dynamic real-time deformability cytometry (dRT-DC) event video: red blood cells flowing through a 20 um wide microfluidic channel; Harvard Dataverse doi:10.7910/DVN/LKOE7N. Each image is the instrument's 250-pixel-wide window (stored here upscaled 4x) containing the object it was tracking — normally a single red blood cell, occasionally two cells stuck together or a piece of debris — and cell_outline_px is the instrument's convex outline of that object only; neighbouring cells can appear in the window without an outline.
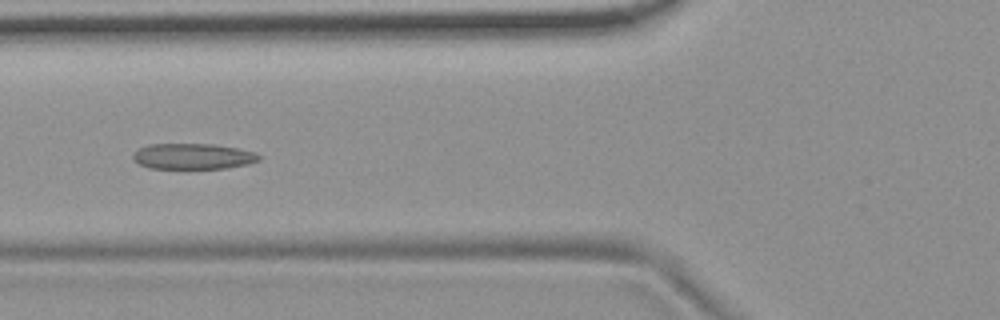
{"species": "common noctule bat (a hibernating species)", "species_latin": "Nyctalus noctula", "temperature_condition": "room temperature", "stored_images_in_passage": 7, "camera_frame_rate_fps": 3000, "um_per_image_px": 0.085, "animal": {"sex": "female", "body_mass_g": 19.9}, "frame": {"image": 1, "passage_image": 5, "time_ms": 1.333, "image_size_px": [1000, 320], "cell_outline_px": [[260, 160], [248, 164], [228, 168], [148, 168], [132, 160], [132, 156], [140, 148], [148, 144], [212, 144], [236, 148], [256, 152], [260, 156]], "centroid_in_image_um": [16.41, 13.29], "position_along_channel_um": 109.4, "area_um2": 18.84}}
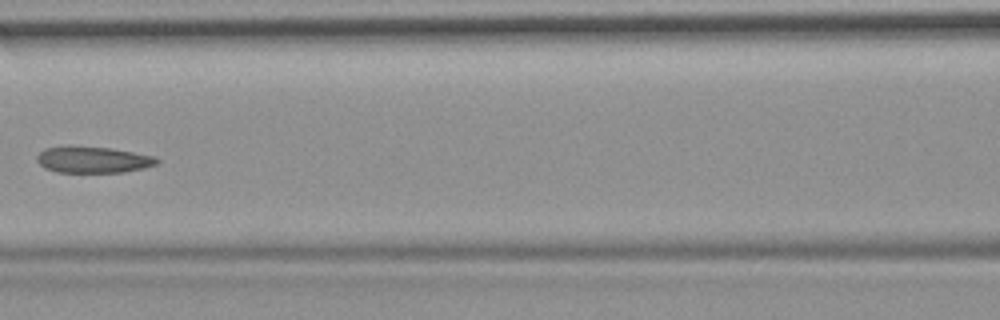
{"frame": {"image": 2, "passage_image": 6, "time_ms": 1.667, "image_size_px": [1000, 320], "cell_outline_px": [[160, 160], [156, 164], [144, 168], [124, 172], [56, 172], [44, 168], [36, 160], [36, 156], [44, 148], [68, 144], [72, 144], [112, 148], [156, 156]], "centroid_in_image_um": [7.87, 13.54], "position_along_channel_um": 158.7, "area_um2": 19.02}}